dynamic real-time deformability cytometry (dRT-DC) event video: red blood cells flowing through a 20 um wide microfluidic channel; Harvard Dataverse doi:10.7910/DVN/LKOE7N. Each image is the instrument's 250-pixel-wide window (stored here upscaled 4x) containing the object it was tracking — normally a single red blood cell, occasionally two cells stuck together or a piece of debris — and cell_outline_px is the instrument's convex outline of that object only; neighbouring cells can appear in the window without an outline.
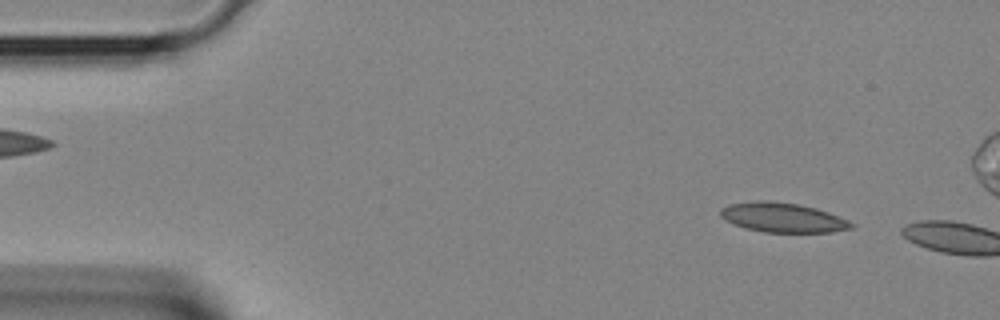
{"species": "Egyptian fruit bat (a non-hibernating species)", "species_latin": "Rousettus aegyptiacus", "temperature_condition": "room temperature", "stored_images_in_passage": 5, "camera_frame_rate_fps": 3000, "um_per_image_px": 0.085, "animal": {"sex": "female"}, "frame": {"image": 1, "passage_image": 3, "time_ms": 0.667, "image_size_px": [1000, 320], "cell_outline_px": [[856, 224], [852, 228], [832, 232], [764, 232], [744, 228], [724, 220], [720, 216], [720, 208], [728, 204], [752, 200], [772, 200], [800, 204], [816, 208], [828, 212], [848, 220]], "centroid_in_image_um": [66.5, 18.47], "position_along_channel_um": 18.5, "area_um2": 22.89}}